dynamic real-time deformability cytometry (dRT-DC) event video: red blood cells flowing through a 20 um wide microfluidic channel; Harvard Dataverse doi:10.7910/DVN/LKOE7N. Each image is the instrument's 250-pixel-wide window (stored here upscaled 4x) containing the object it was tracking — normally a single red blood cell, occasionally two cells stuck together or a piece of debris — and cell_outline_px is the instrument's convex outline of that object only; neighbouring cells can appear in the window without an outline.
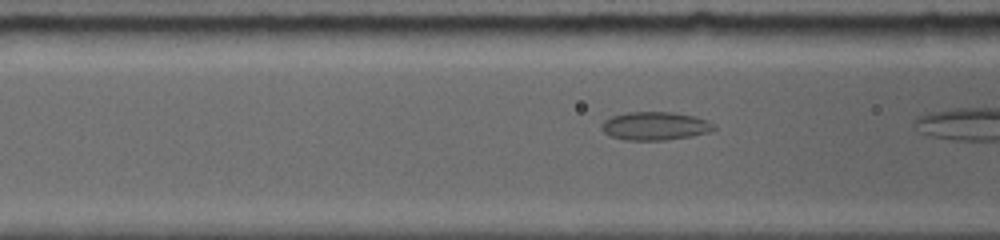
{"species": "common noctule bat (a hibernating species)", "species_latin": "Nyctalus noctula", "temperature_condition": "room temperature", "stored_images_in_passage": 7, "camera_frame_rate_fps": 5000, "um_per_image_px": 0.085, "animal": {"sex": "female", "body_mass_g": 19.0, "forearm_length_mm": 56.7}, "frame": {"image": 1, "passage_image": 4, "time_ms": 1.6, "image_size_px": [1000, 240], "cell_outline_px": [[716, 128], [704, 132], [688, 136], [660, 140], [628, 140], [612, 136], [604, 132], [604, 120], [612, 116], [628, 112], [668, 112], [692, 116], [704, 120], [712, 124]], "centroid_in_image_um": [55.62, 10.7], "position_along_channel_um": 111.0, "area_um2": 17.69}}